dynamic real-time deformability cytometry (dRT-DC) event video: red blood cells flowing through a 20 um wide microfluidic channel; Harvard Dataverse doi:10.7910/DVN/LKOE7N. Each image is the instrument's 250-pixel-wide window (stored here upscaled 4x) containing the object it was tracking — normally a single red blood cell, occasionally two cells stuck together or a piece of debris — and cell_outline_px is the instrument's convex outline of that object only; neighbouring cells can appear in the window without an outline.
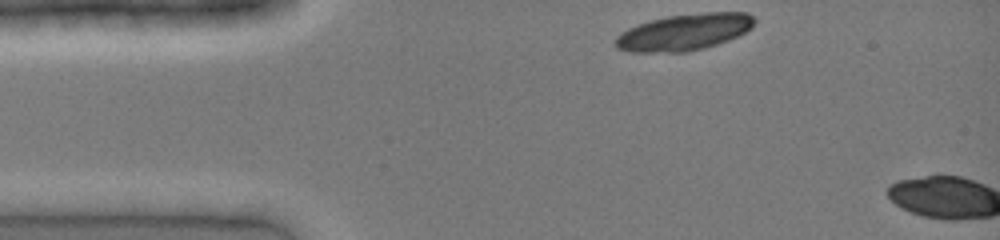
{"species": "common noctule bat (a hibernating species)", "species_latin": "Nyctalus noctula", "temperature_condition": "cold", "stored_images_in_passage": 3, "camera_frame_rate_fps": 3000, "um_per_image_px": 0.085, "animal": {"sex": "female", "body_mass_g": 19.0, "forearm_length_mm": 51.5}, "frame": {"image": 1, "passage_image": 1, "time_ms": 0.0, "image_size_px": [1000, 240], "cell_outline_px": [[756, 20], [752, 28], [728, 40], [704, 48], [688, 52], [628, 52], [616, 48], [612, 44], [616, 36], [620, 32], [636, 24], [668, 16], [704, 12], [748, 12]], "centroid_in_image_um": [58.11, 2.73], "position_along_channel_um": 26.9, "area_um2": 29.82}}